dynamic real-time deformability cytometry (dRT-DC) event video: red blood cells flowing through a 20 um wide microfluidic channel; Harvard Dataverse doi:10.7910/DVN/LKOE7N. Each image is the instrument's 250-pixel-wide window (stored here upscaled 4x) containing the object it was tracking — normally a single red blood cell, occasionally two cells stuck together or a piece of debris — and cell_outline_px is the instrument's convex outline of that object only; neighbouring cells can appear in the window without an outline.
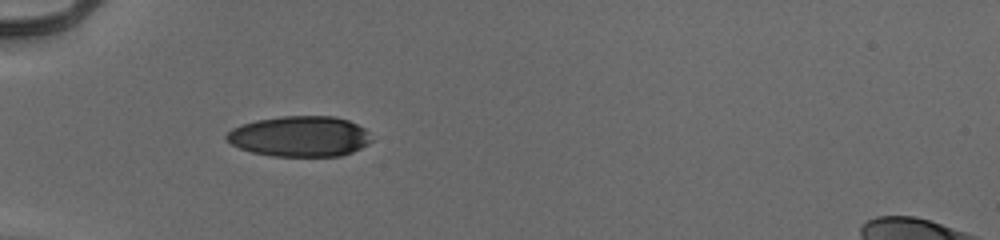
{"species": "human", "species_latin": "Homo sapiens", "temperature_condition": "cold", "stored_images_in_passage": 36, "camera_frame_rate_fps": 3000, "um_per_image_px": 0.085, "donor": {"sex": "male"}, "frame": {"image": 1, "passage_image": 1, "time_ms": 0.0, "image_size_px": [1000, 240], "cell_outline_px": [[372, 140], [368, 144], [352, 152], [340, 156], [272, 156], [252, 152], [240, 148], [232, 144], [224, 136], [232, 128], [256, 120], [280, 116], [332, 116], [348, 120], [364, 128], [368, 132]], "centroid_in_image_um": [25.49, 11.59], "position_along_channel_um": 59.5, "area_um2": 34.16}}
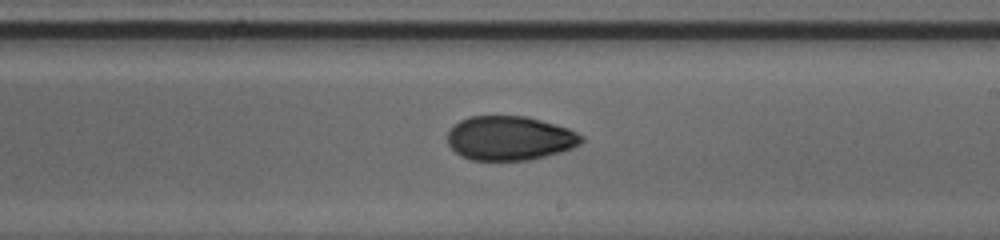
{"frame": {"image": 2, "passage_image": 16, "time_ms": 5.0, "image_size_px": [1000, 240], "cell_outline_px": [[584, 140], [580, 144], [572, 148], [560, 152], [528, 160], [472, 160], [460, 156], [448, 144], [448, 132], [460, 120], [468, 116], [528, 116], [568, 128], [584, 136]], "centroid_in_image_um": [43.34, 11.74], "position_along_channel_um": 245.7, "area_um2": 34.51}}
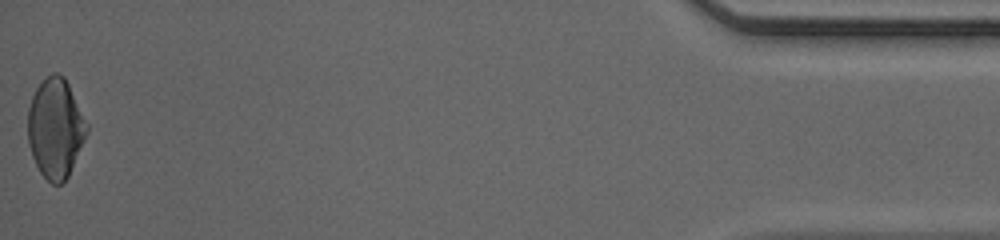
{"frame": {"image": 3, "passage_image": 36, "time_ms": 11.667, "image_size_px": [1000, 240], "cell_outline_px": [[88, 132], [68, 176], [60, 184], [52, 184], [40, 172], [32, 156], [28, 144], [28, 108], [32, 96], [36, 88], [52, 72], [56, 72], [64, 76], [88, 124]], "centroid_in_image_um": [4.71, 10.9], "position_along_channel_um": 430.5, "area_um2": 33.99}, "authors_computed_cell_mechanics": {"area_um2": 34.5066, "velocity_mm_per_s": 3.9898, "shape_relaxation_time_tau1_ms": 8.0178, "shape_relaxation_time_tau2_ms": 2.8863, "deformation_change_tau1": 0.1852, "deformation_change_tau2": 0.0634}}